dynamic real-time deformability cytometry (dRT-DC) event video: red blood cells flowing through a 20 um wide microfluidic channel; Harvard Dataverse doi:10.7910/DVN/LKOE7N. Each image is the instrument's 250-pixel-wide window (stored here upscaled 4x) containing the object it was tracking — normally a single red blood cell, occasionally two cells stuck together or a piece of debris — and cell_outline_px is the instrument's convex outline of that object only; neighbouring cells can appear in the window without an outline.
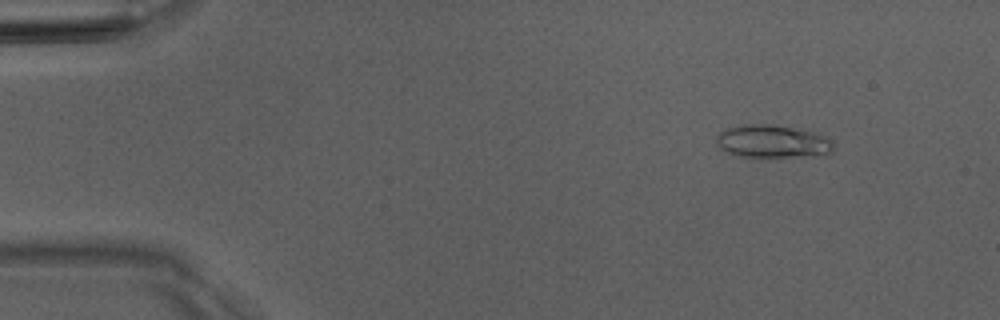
{"species": "Egyptian fruit bat (a non-hibernating species)", "species_latin": "Rousettus aegyptiacus", "temperature_condition": "room temperature", "stored_images_in_passage": 5, "camera_frame_rate_fps": 3000, "um_per_image_px": 0.085, "animal": {"sex": "male"}, "frame": {"image": 1, "passage_image": 1, "time_ms": 0.0, "image_size_px": [1000, 320], "cell_outline_px": [[836, 148], [828, 152], [788, 156], [736, 156], [720, 148], [716, 144], [716, 136], [720, 132], [728, 128], [744, 124], [772, 124], [816, 132], [832, 140]], "centroid_in_image_um": [65.61, 11.99], "position_along_channel_um": 19.4, "area_um2": 21.96}}
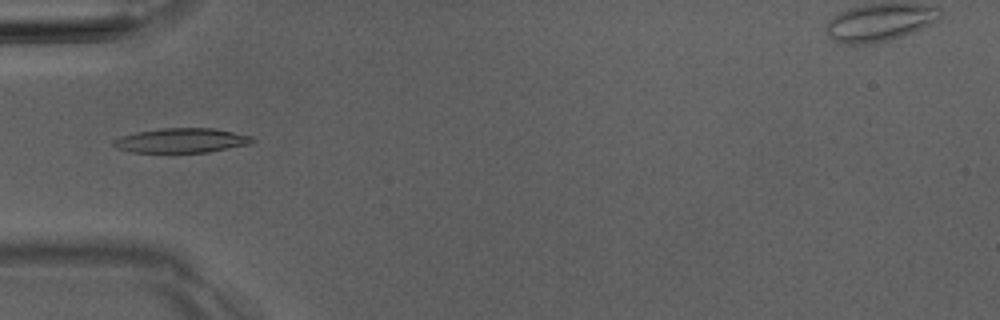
{"frame": {"image": 2, "passage_image": 4, "time_ms": 3.667, "image_size_px": [1000, 320], "cell_outline_px": [[256, 140], [252, 144], [208, 152], [132, 152], [116, 148], [112, 144], [112, 140], [120, 136], [136, 132], [160, 128], [216, 128], [252, 136]], "centroid_in_image_um": [15.44, 11.93], "position_along_channel_um": 69.6, "area_um2": 20.06}}